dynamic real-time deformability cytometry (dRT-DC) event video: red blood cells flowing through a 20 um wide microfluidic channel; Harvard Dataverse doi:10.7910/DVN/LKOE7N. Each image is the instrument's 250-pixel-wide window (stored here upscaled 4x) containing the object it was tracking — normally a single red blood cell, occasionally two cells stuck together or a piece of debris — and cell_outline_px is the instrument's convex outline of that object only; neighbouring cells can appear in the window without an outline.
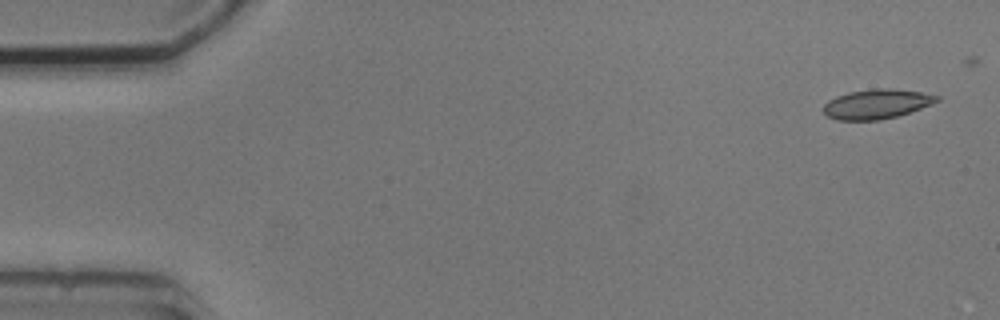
{"species": "common noctule bat (a hibernating species)", "species_latin": "Nyctalus noctula", "temperature_condition": "cold", "stored_images_in_passage": 6, "camera_frame_rate_fps": 3000, "um_per_image_px": 0.085, "animal": {"sex": "male", "body_mass_g": 20.5, "forearm_length_mm": 52.5}, "frame": {"image": 1, "passage_image": 1, "time_ms": 0.0, "image_size_px": [1000, 320], "cell_outline_px": [[940, 100], [932, 104], [896, 116], [880, 120], [836, 120], [828, 116], [824, 112], [824, 104], [828, 100], [836, 96], [848, 92], [872, 88], [892, 88], [920, 92], [940, 96]], "centroid_in_image_um": [74.5, 8.83], "position_along_channel_um": 10.5, "area_um2": 19.54}}